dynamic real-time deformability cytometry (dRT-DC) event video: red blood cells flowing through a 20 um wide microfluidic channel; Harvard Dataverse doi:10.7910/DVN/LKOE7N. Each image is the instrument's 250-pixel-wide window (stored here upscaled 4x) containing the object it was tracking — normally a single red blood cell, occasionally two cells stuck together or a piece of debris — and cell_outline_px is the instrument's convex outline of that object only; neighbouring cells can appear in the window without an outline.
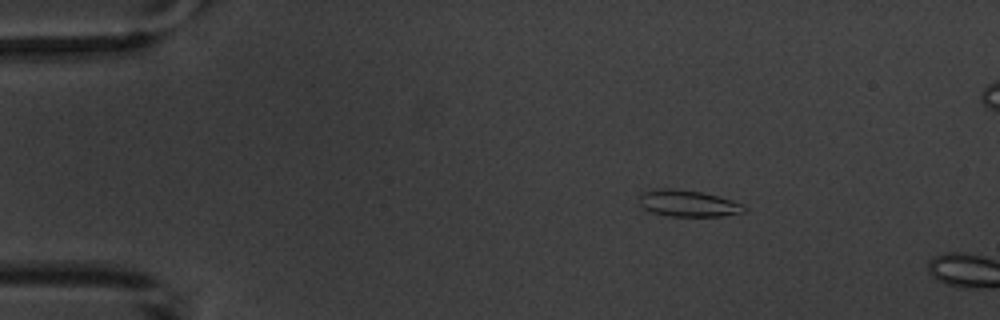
{"species": "common noctule bat (a hibernating species)", "species_latin": "Nyctalus noctula", "temperature_condition": "warm", "stored_images_in_passage": 3, "camera_frame_rate_fps": 3000, "um_per_image_px": 0.085, "animal": {"sex": "male", "body_mass_g": 20.1, "forearm_length_mm": 53.5}, "frame": {"image": 1, "passage_image": 2, "time_ms": 1.333, "image_size_px": [1000, 320], "cell_outline_px": [[748, 208], [744, 212], [724, 216], [668, 216], [652, 212], [644, 208], [640, 204], [640, 196], [644, 192], [664, 188], [668, 188], [700, 192], [732, 200], [744, 204]], "centroid_in_image_um": [58.54, 17.31], "position_along_channel_um": 26.5, "area_um2": 16.01}}